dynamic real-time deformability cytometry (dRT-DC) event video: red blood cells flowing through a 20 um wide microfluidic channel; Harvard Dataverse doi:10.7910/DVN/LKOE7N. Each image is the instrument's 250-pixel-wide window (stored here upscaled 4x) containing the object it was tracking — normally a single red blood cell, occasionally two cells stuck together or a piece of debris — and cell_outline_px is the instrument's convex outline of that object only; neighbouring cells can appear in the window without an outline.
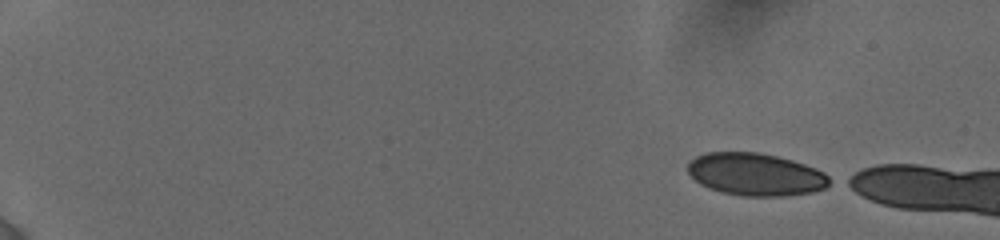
{"species": "human", "species_latin": "Homo sapiens", "temperature_condition": "cold", "stored_images_in_passage": 5, "camera_frame_rate_fps": 3000, "um_per_image_px": 0.085, "donor": {"sex": "female"}, "frame": {"image": 1, "passage_image": 1, "time_ms": 0.0, "image_size_px": [1000, 240], "cell_outline_px": [[836, 184], [828, 188], [812, 192], [784, 196], [740, 196], [708, 188], [700, 184], [688, 172], [688, 164], [696, 156], [704, 152], [760, 152], [792, 160], [816, 168], [824, 172], [836, 180]], "centroid_in_image_um": [64.32, 14.83], "position_along_channel_um": 20.7, "area_um2": 35.6}}